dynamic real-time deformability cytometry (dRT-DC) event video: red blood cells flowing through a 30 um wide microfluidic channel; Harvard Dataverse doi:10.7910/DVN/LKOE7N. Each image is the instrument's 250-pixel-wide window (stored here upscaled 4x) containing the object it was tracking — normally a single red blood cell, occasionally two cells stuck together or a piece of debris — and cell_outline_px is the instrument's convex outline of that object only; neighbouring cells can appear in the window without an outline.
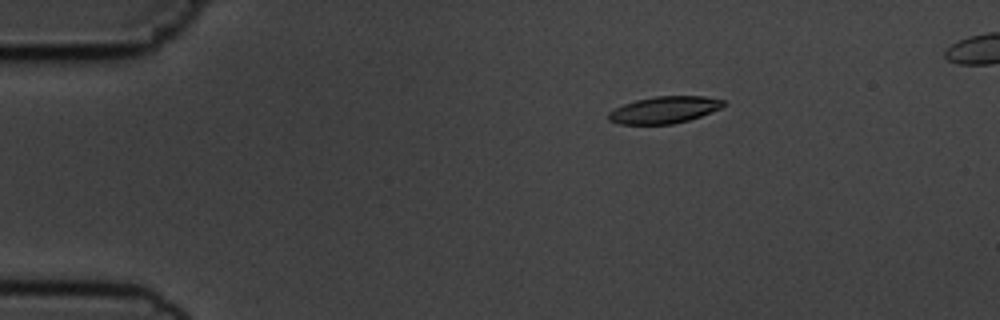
{"species": "common noctule bat (a hibernating species)", "species_latin": "Nyctalus noctula", "temperature_condition": "cold", "stored_images_in_passage": 5, "segment_of_instrument_passage": [1, 2], "camera_frame_rate_fps": 3000, "um_per_image_px": 0.085, "animal": {"sex": "male", "body_mass_g": 19.5, "forearm_length_mm": 54.6}, "frame": {"image": 1, "passage_image": 2, "time_ms": 2.0, "image_size_px": [1000, 320], "cell_outline_px": [[724, 104], [720, 108], [700, 116], [688, 120], [672, 124], [620, 124], [608, 120], [608, 112], [624, 104], [636, 100], [656, 96], [704, 96], [724, 100]], "centroid_in_image_um": [56.44, 9.34], "position_along_channel_um": 28.6, "area_um2": 17.8}}